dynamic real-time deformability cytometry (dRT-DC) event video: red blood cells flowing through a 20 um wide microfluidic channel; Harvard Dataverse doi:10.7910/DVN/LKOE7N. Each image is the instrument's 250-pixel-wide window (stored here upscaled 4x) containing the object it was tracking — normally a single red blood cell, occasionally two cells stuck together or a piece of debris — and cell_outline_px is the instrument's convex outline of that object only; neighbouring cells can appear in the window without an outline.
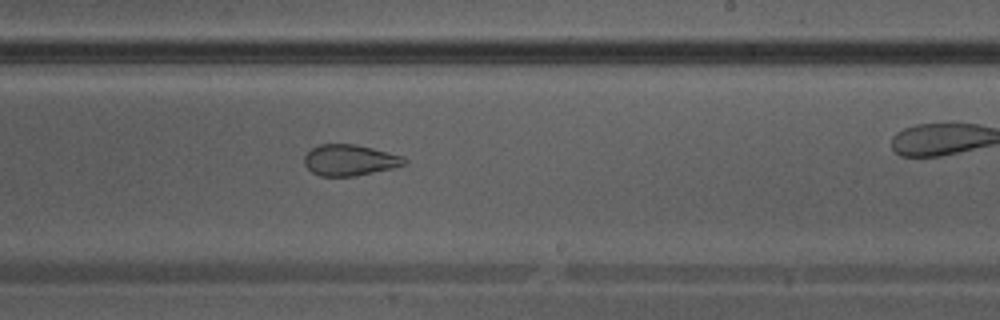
{"species": "Egyptian fruit bat (a non-hibernating species)", "species_latin": "Rousettus aegyptiacus", "temperature_condition": "warm", "stored_images_in_passage": 34, "camera_frame_rate_fps": 3000, "um_per_image_px": 0.085, "animal": {"sex": "male"}, "frame": {"image": 1, "passage_image": 25, "time_ms": 8.0, "image_size_px": [1000, 320], "cell_outline_px": [[408, 160], [404, 164], [392, 168], [356, 176], [320, 176], [312, 172], [304, 164], [304, 156], [312, 148], [320, 144], [352, 144], [372, 148], [400, 156]], "centroid_in_image_um": [29.68, 13.62], "position_along_channel_um": 259.3, "area_um2": 17.86}}